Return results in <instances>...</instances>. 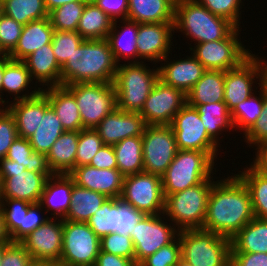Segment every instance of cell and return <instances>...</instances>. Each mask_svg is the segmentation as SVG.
<instances>
[{
	"instance_id": "obj_25",
	"label": "cell",
	"mask_w": 267,
	"mask_h": 266,
	"mask_svg": "<svg viewBox=\"0 0 267 266\" xmlns=\"http://www.w3.org/2000/svg\"><path fill=\"white\" fill-rule=\"evenodd\" d=\"M28 138L35 152L48 154L53 143L65 131L56 112L50 106L48 98L40 92V123Z\"/></svg>"
},
{
	"instance_id": "obj_4",
	"label": "cell",
	"mask_w": 267,
	"mask_h": 266,
	"mask_svg": "<svg viewBox=\"0 0 267 266\" xmlns=\"http://www.w3.org/2000/svg\"><path fill=\"white\" fill-rule=\"evenodd\" d=\"M150 69L145 62L119 64L113 81L117 108L140 113L145 100L159 80L158 67Z\"/></svg>"
},
{
	"instance_id": "obj_17",
	"label": "cell",
	"mask_w": 267,
	"mask_h": 266,
	"mask_svg": "<svg viewBox=\"0 0 267 266\" xmlns=\"http://www.w3.org/2000/svg\"><path fill=\"white\" fill-rule=\"evenodd\" d=\"M185 104V93L158 80L140 114L147 125H170Z\"/></svg>"
},
{
	"instance_id": "obj_15",
	"label": "cell",
	"mask_w": 267,
	"mask_h": 266,
	"mask_svg": "<svg viewBox=\"0 0 267 266\" xmlns=\"http://www.w3.org/2000/svg\"><path fill=\"white\" fill-rule=\"evenodd\" d=\"M178 150H196L208 153L214 160L219 146L207 133L195 107L185 104L170 124ZM218 152V153H217Z\"/></svg>"
},
{
	"instance_id": "obj_52",
	"label": "cell",
	"mask_w": 267,
	"mask_h": 266,
	"mask_svg": "<svg viewBox=\"0 0 267 266\" xmlns=\"http://www.w3.org/2000/svg\"><path fill=\"white\" fill-rule=\"evenodd\" d=\"M23 25L13 18L0 16V50L9 55L17 46Z\"/></svg>"
},
{
	"instance_id": "obj_64",
	"label": "cell",
	"mask_w": 267,
	"mask_h": 266,
	"mask_svg": "<svg viewBox=\"0 0 267 266\" xmlns=\"http://www.w3.org/2000/svg\"><path fill=\"white\" fill-rule=\"evenodd\" d=\"M10 242V237L6 232L4 225V215L2 213V209L0 208V243H8Z\"/></svg>"
},
{
	"instance_id": "obj_65",
	"label": "cell",
	"mask_w": 267,
	"mask_h": 266,
	"mask_svg": "<svg viewBox=\"0 0 267 266\" xmlns=\"http://www.w3.org/2000/svg\"><path fill=\"white\" fill-rule=\"evenodd\" d=\"M48 263L44 260L30 259L26 266H46Z\"/></svg>"
},
{
	"instance_id": "obj_41",
	"label": "cell",
	"mask_w": 267,
	"mask_h": 266,
	"mask_svg": "<svg viewBox=\"0 0 267 266\" xmlns=\"http://www.w3.org/2000/svg\"><path fill=\"white\" fill-rule=\"evenodd\" d=\"M3 14L23 26L49 16L44 0H2Z\"/></svg>"
},
{
	"instance_id": "obj_26",
	"label": "cell",
	"mask_w": 267,
	"mask_h": 266,
	"mask_svg": "<svg viewBox=\"0 0 267 266\" xmlns=\"http://www.w3.org/2000/svg\"><path fill=\"white\" fill-rule=\"evenodd\" d=\"M41 92L48 98L65 131L84 129L75 97L66 86L47 87Z\"/></svg>"
},
{
	"instance_id": "obj_50",
	"label": "cell",
	"mask_w": 267,
	"mask_h": 266,
	"mask_svg": "<svg viewBox=\"0 0 267 266\" xmlns=\"http://www.w3.org/2000/svg\"><path fill=\"white\" fill-rule=\"evenodd\" d=\"M100 251L135 259L132 238L129 235L111 233L100 238Z\"/></svg>"
},
{
	"instance_id": "obj_12",
	"label": "cell",
	"mask_w": 267,
	"mask_h": 266,
	"mask_svg": "<svg viewBox=\"0 0 267 266\" xmlns=\"http://www.w3.org/2000/svg\"><path fill=\"white\" fill-rule=\"evenodd\" d=\"M121 199L145 215L164 213L162 177L141 172L124 176Z\"/></svg>"
},
{
	"instance_id": "obj_34",
	"label": "cell",
	"mask_w": 267,
	"mask_h": 266,
	"mask_svg": "<svg viewBox=\"0 0 267 266\" xmlns=\"http://www.w3.org/2000/svg\"><path fill=\"white\" fill-rule=\"evenodd\" d=\"M107 199L104 194L80 187L73 181L70 208L63 220L87 223Z\"/></svg>"
},
{
	"instance_id": "obj_69",
	"label": "cell",
	"mask_w": 267,
	"mask_h": 266,
	"mask_svg": "<svg viewBox=\"0 0 267 266\" xmlns=\"http://www.w3.org/2000/svg\"><path fill=\"white\" fill-rule=\"evenodd\" d=\"M46 266H66L60 262H49Z\"/></svg>"
},
{
	"instance_id": "obj_24",
	"label": "cell",
	"mask_w": 267,
	"mask_h": 266,
	"mask_svg": "<svg viewBox=\"0 0 267 266\" xmlns=\"http://www.w3.org/2000/svg\"><path fill=\"white\" fill-rule=\"evenodd\" d=\"M23 62L30 72L31 79L42 85L41 89L61 85V66L53 53L52 44L43 45L42 48L26 57Z\"/></svg>"
},
{
	"instance_id": "obj_3",
	"label": "cell",
	"mask_w": 267,
	"mask_h": 266,
	"mask_svg": "<svg viewBox=\"0 0 267 266\" xmlns=\"http://www.w3.org/2000/svg\"><path fill=\"white\" fill-rule=\"evenodd\" d=\"M236 27L227 19L212 14L196 0L175 5L174 31L193 39L194 45L225 39ZM188 36V37H187Z\"/></svg>"
},
{
	"instance_id": "obj_5",
	"label": "cell",
	"mask_w": 267,
	"mask_h": 266,
	"mask_svg": "<svg viewBox=\"0 0 267 266\" xmlns=\"http://www.w3.org/2000/svg\"><path fill=\"white\" fill-rule=\"evenodd\" d=\"M213 178L166 196L163 214L167 221L172 222L179 231L202 228L209 195L215 182Z\"/></svg>"
},
{
	"instance_id": "obj_62",
	"label": "cell",
	"mask_w": 267,
	"mask_h": 266,
	"mask_svg": "<svg viewBox=\"0 0 267 266\" xmlns=\"http://www.w3.org/2000/svg\"><path fill=\"white\" fill-rule=\"evenodd\" d=\"M10 60L11 58L6 54L0 55V107H5L9 103L8 100L5 101L6 99H3L2 97V80L4 75V67Z\"/></svg>"
},
{
	"instance_id": "obj_58",
	"label": "cell",
	"mask_w": 267,
	"mask_h": 266,
	"mask_svg": "<svg viewBox=\"0 0 267 266\" xmlns=\"http://www.w3.org/2000/svg\"><path fill=\"white\" fill-rule=\"evenodd\" d=\"M89 165L98 169H117L113 146L103 145L93 156Z\"/></svg>"
},
{
	"instance_id": "obj_6",
	"label": "cell",
	"mask_w": 267,
	"mask_h": 266,
	"mask_svg": "<svg viewBox=\"0 0 267 266\" xmlns=\"http://www.w3.org/2000/svg\"><path fill=\"white\" fill-rule=\"evenodd\" d=\"M181 258L193 266H230L231 239L203 228L178 233Z\"/></svg>"
},
{
	"instance_id": "obj_36",
	"label": "cell",
	"mask_w": 267,
	"mask_h": 266,
	"mask_svg": "<svg viewBox=\"0 0 267 266\" xmlns=\"http://www.w3.org/2000/svg\"><path fill=\"white\" fill-rule=\"evenodd\" d=\"M6 108L15 118L18 136L28 139L40 123V93L29 99L9 101Z\"/></svg>"
},
{
	"instance_id": "obj_59",
	"label": "cell",
	"mask_w": 267,
	"mask_h": 266,
	"mask_svg": "<svg viewBox=\"0 0 267 266\" xmlns=\"http://www.w3.org/2000/svg\"><path fill=\"white\" fill-rule=\"evenodd\" d=\"M230 266H267V253H230Z\"/></svg>"
},
{
	"instance_id": "obj_61",
	"label": "cell",
	"mask_w": 267,
	"mask_h": 266,
	"mask_svg": "<svg viewBox=\"0 0 267 266\" xmlns=\"http://www.w3.org/2000/svg\"><path fill=\"white\" fill-rule=\"evenodd\" d=\"M255 158L251 165L260 172L267 173V140L256 145Z\"/></svg>"
},
{
	"instance_id": "obj_21",
	"label": "cell",
	"mask_w": 267,
	"mask_h": 266,
	"mask_svg": "<svg viewBox=\"0 0 267 266\" xmlns=\"http://www.w3.org/2000/svg\"><path fill=\"white\" fill-rule=\"evenodd\" d=\"M68 175L80 187L104 194L107 198L121 197L124 175L118 169H98L83 165L75 167Z\"/></svg>"
},
{
	"instance_id": "obj_18",
	"label": "cell",
	"mask_w": 267,
	"mask_h": 266,
	"mask_svg": "<svg viewBox=\"0 0 267 266\" xmlns=\"http://www.w3.org/2000/svg\"><path fill=\"white\" fill-rule=\"evenodd\" d=\"M62 240L63 219L49 217L21 243L30 254L31 259L59 262L62 253Z\"/></svg>"
},
{
	"instance_id": "obj_2",
	"label": "cell",
	"mask_w": 267,
	"mask_h": 266,
	"mask_svg": "<svg viewBox=\"0 0 267 266\" xmlns=\"http://www.w3.org/2000/svg\"><path fill=\"white\" fill-rule=\"evenodd\" d=\"M117 66L107 39H85L61 66V85L113 83Z\"/></svg>"
},
{
	"instance_id": "obj_32",
	"label": "cell",
	"mask_w": 267,
	"mask_h": 266,
	"mask_svg": "<svg viewBox=\"0 0 267 266\" xmlns=\"http://www.w3.org/2000/svg\"><path fill=\"white\" fill-rule=\"evenodd\" d=\"M224 101V71L206 70L202 78L186 94L189 105H204Z\"/></svg>"
},
{
	"instance_id": "obj_33",
	"label": "cell",
	"mask_w": 267,
	"mask_h": 266,
	"mask_svg": "<svg viewBox=\"0 0 267 266\" xmlns=\"http://www.w3.org/2000/svg\"><path fill=\"white\" fill-rule=\"evenodd\" d=\"M267 253V219L253 218L231 239V253Z\"/></svg>"
},
{
	"instance_id": "obj_10",
	"label": "cell",
	"mask_w": 267,
	"mask_h": 266,
	"mask_svg": "<svg viewBox=\"0 0 267 266\" xmlns=\"http://www.w3.org/2000/svg\"><path fill=\"white\" fill-rule=\"evenodd\" d=\"M0 175L3 179L2 199H17L33 204L40 202L45 182L53 173L28 171L17 161L3 158L0 160Z\"/></svg>"
},
{
	"instance_id": "obj_28",
	"label": "cell",
	"mask_w": 267,
	"mask_h": 266,
	"mask_svg": "<svg viewBox=\"0 0 267 266\" xmlns=\"http://www.w3.org/2000/svg\"><path fill=\"white\" fill-rule=\"evenodd\" d=\"M118 21H114L110 30L107 41L109 42L116 63L119 65L122 58L127 60V63H138L137 51V34L138 23L131 20H121L122 26H117ZM121 28L120 30L117 29ZM130 59V61H129ZM133 59V60H131Z\"/></svg>"
},
{
	"instance_id": "obj_56",
	"label": "cell",
	"mask_w": 267,
	"mask_h": 266,
	"mask_svg": "<svg viewBox=\"0 0 267 266\" xmlns=\"http://www.w3.org/2000/svg\"><path fill=\"white\" fill-rule=\"evenodd\" d=\"M31 259L30 254L21 242L6 243L1 266H26Z\"/></svg>"
},
{
	"instance_id": "obj_68",
	"label": "cell",
	"mask_w": 267,
	"mask_h": 266,
	"mask_svg": "<svg viewBox=\"0 0 267 266\" xmlns=\"http://www.w3.org/2000/svg\"><path fill=\"white\" fill-rule=\"evenodd\" d=\"M2 187H3V179L0 175V204L2 203Z\"/></svg>"
},
{
	"instance_id": "obj_60",
	"label": "cell",
	"mask_w": 267,
	"mask_h": 266,
	"mask_svg": "<svg viewBox=\"0 0 267 266\" xmlns=\"http://www.w3.org/2000/svg\"><path fill=\"white\" fill-rule=\"evenodd\" d=\"M95 266H138L135 259L100 251Z\"/></svg>"
},
{
	"instance_id": "obj_48",
	"label": "cell",
	"mask_w": 267,
	"mask_h": 266,
	"mask_svg": "<svg viewBox=\"0 0 267 266\" xmlns=\"http://www.w3.org/2000/svg\"><path fill=\"white\" fill-rule=\"evenodd\" d=\"M29 204L30 203L23 200L2 199L0 208L4 215V225L9 237L20 226H23V219L27 215Z\"/></svg>"
},
{
	"instance_id": "obj_67",
	"label": "cell",
	"mask_w": 267,
	"mask_h": 266,
	"mask_svg": "<svg viewBox=\"0 0 267 266\" xmlns=\"http://www.w3.org/2000/svg\"><path fill=\"white\" fill-rule=\"evenodd\" d=\"M178 266H193L189 262L183 260L182 258L180 259Z\"/></svg>"
},
{
	"instance_id": "obj_11",
	"label": "cell",
	"mask_w": 267,
	"mask_h": 266,
	"mask_svg": "<svg viewBox=\"0 0 267 266\" xmlns=\"http://www.w3.org/2000/svg\"><path fill=\"white\" fill-rule=\"evenodd\" d=\"M100 238L87 223L63 220L60 263L66 266H95Z\"/></svg>"
},
{
	"instance_id": "obj_51",
	"label": "cell",
	"mask_w": 267,
	"mask_h": 266,
	"mask_svg": "<svg viewBox=\"0 0 267 266\" xmlns=\"http://www.w3.org/2000/svg\"><path fill=\"white\" fill-rule=\"evenodd\" d=\"M181 259V244L177 236L170 244L145 258L138 266H174Z\"/></svg>"
},
{
	"instance_id": "obj_7",
	"label": "cell",
	"mask_w": 267,
	"mask_h": 266,
	"mask_svg": "<svg viewBox=\"0 0 267 266\" xmlns=\"http://www.w3.org/2000/svg\"><path fill=\"white\" fill-rule=\"evenodd\" d=\"M214 159L206 152L178 150L172 163L162 176L164 196L183 191L188 187L212 178L216 170Z\"/></svg>"
},
{
	"instance_id": "obj_71",
	"label": "cell",
	"mask_w": 267,
	"mask_h": 266,
	"mask_svg": "<svg viewBox=\"0 0 267 266\" xmlns=\"http://www.w3.org/2000/svg\"><path fill=\"white\" fill-rule=\"evenodd\" d=\"M171 2H173L175 5L178 4V3H181L185 0H170Z\"/></svg>"
},
{
	"instance_id": "obj_40",
	"label": "cell",
	"mask_w": 267,
	"mask_h": 266,
	"mask_svg": "<svg viewBox=\"0 0 267 266\" xmlns=\"http://www.w3.org/2000/svg\"><path fill=\"white\" fill-rule=\"evenodd\" d=\"M5 158L17 161L26 167V170L38 173H52L50 170L46 154L35 152L28 139L19 137L14 140L9 147Z\"/></svg>"
},
{
	"instance_id": "obj_57",
	"label": "cell",
	"mask_w": 267,
	"mask_h": 266,
	"mask_svg": "<svg viewBox=\"0 0 267 266\" xmlns=\"http://www.w3.org/2000/svg\"><path fill=\"white\" fill-rule=\"evenodd\" d=\"M102 9L113 21L125 20L128 15V0H91Z\"/></svg>"
},
{
	"instance_id": "obj_19",
	"label": "cell",
	"mask_w": 267,
	"mask_h": 266,
	"mask_svg": "<svg viewBox=\"0 0 267 266\" xmlns=\"http://www.w3.org/2000/svg\"><path fill=\"white\" fill-rule=\"evenodd\" d=\"M174 22L163 23H138L137 51L138 63L152 62L159 63L169 56L172 49ZM142 60V61H141ZM147 60V61H146Z\"/></svg>"
},
{
	"instance_id": "obj_39",
	"label": "cell",
	"mask_w": 267,
	"mask_h": 266,
	"mask_svg": "<svg viewBox=\"0 0 267 266\" xmlns=\"http://www.w3.org/2000/svg\"><path fill=\"white\" fill-rule=\"evenodd\" d=\"M113 148L117 169L124 176L144 172L142 136L125 138Z\"/></svg>"
},
{
	"instance_id": "obj_37",
	"label": "cell",
	"mask_w": 267,
	"mask_h": 266,
	"mask_svg": "<svg viewBox=\"0 0 267 266\" xmlns=\"http://www.w3.org/2000/svg\"><path fill=\"white\" fill-rule=\"evenodd\" d=\"M236 175L249 191L254 218L267 219V173L258 171L250 164Z\"/></svg>"
},
{
	"instance_id": "obj_72",
	"label": "cell",
	"mask_w": 267,
	"mask_h": 266,
	"mask_svg": "<svg viewBox=\"0 0 267 266\" xmlns=\"http://www.w3.org/2000/svg\"><path fill=\"white\" fill-rule=\"evenodd\" d=\"M3 14L2 0H0V16Z\"/></svg>"
},
{
	"instance_id": "obj_22",
	"label": "cell",
	"mask_w": 267,
	"mask_h": 266,
	"mask_svg": "<svg viewBox=\"0 0 267 266\" xmlns=\"http://www.w3.org/2000/svg\"><path fill=\"white\" fill-rule=\"evenodd\" d=\"M168 57L170 56L162 59L160 67H158L159 80L187 94L202 78L206 69L192 53L187 58L183 57L176 61H171ZM167 59L170 60V62ZM162 61H164V63H162Z\"/></svg>"
},
{
	"instance_id": "obj_55",
	"label": "cell",
	"mask_w": 267,
	"mask_h": 266,
	"mask_svg": "<svg viewBox=\"0 0 267 266\" xmlns=\"http://www.w3.org/2000/svg\"><path fill=\"white\" fill-rule=\"evenodd\" d=\"M244 141L250 146H256L267 140V83L263 84V111L253 126L244 134Z\"/></svg>"
},
{
	"instance_id": "obj_45",
	"label": "cell",
	"mask_w": 267,
	"mask_h": 266,
	"mask_svg": "<svg viewBox=\"0 0 267 266\" xmlns=\"http://www.w3.org/2000/svg\"><path fill=\"white\" fill-rule=\"evenodd\" d=\"M103 145L104 143L95 129L80 130L75 157V167L89 165L93 156Z\"/></svg>"
},
{
	"instance_id": "obj_44",
	"label": "cell",
	"mask_w": 267,
	"mask_h": 266,
	"mask_svg": "<svg viewBox=\"0 0 267 266\" xmlns=\"http://www.w3.org/2000/svg\"><path fill=\"white\" fill-rule=\"evenodd\" d=\"M84 40L77 31L54 30L51 44L58 64L62 66Z\"/></svg>"
},
{
	"instance_id": "obj_66",
	"label": "cell",
	"mask_w": 267,
	"mask_h": 266,
	"mask_svg": "<svg viewBox=\"0 0 267 266\" xmlns=\"http://www.w3.org/2000/svg\"><path fill=\"white\" fill-rule=\"evenodd\" d=\"M6 248V243H0V266L3 259L4 249Z\"/></svg>"
},
{
	"instance_id": "obj_31",
	"label": "cell",
	"mask_w": 267,
	"mask_h": 266,
	"mask_svg": "<svg viewBox=\"0 0 267 266\" xmlns=\"http://www.w3.org/2000/svg\"><path fill=\"white\" fill-rule=\"evenodd\" d=\"M32 82V83H31ZM33 80L30 72L23 61L10 60L4 67V75L2 80V94L5 92L14 95L12 101L29 99L37 96L41 91V87H34L29 93L28 87H32ZM26 90H28L26 93ZM25 91V94H23ZM23 92V93H22ZM22 94V95H21Z\"/></svg>"
},
{
	"instance_id": "obj_49",
	"label": "cell",
	"mask_w": 267,
	"mask_h": 266,
	"mask_svg": "<svg viewBox=\"0 0 267 266\" xmlns=\"http://www.w3.org/2000/svg\"><path fill=\"white\" fill-rule=\"evenodd\" d=\"M212 14L230 21L236 28L240 26L241 0H196ZM240 17V18H239Z\"/></svg>"
},
{
	"instance_id": "obj_16",
	"label": "cell",
	"mask_w": 267,
	"mask_h": 266,
	"mask_svg": "<svg viewBox=\"0 0 267 266\" xmlns=\"http://www.w3.org/2000/svg\"><path fill=\"white\" fill-rule=\"evenodd\" d=\"M178 233L179 230L172 222H166L164 214L144 215L130 235L135 250V263L139 265L161 247L170 244Z\"/></svg>"
},
{
	"instance_id": "obj_53",
	"label": "cell",
	"mask_w": 267,
	"mask_h": 266,
	"mask_svg": "<svg viewBox=\"0 0 267 266\" xmlns=\"http://www.w3.org/2000/svg\"><path fill=\"white\" fill-rule=\"evenodd\" d=\"M44 209L40 203L29 204L27 215L23 219V226H20L11 236L10 241L21 242L32 231L41 226L49 219L48 216H41ZM39 213V214H38ZM45 217V218H44Z\"/></svg>"
},
{
	"instance_id": "obj_38",
	"label": "cell",
	"mask_w": 267,
	"mask_h": 266,
	"mask_svg": "<svg viewBox=\"0 0 267 266\" xmlns=\"http://www.w3.org/2000/svg\"><path fill=\"white\" fill-rule=\"evenodd\" d=\"M113 20L89 0L79 20L77 32L84 39H107Z\"/></svg>"
},
{
	"instance_id": "obj_9",
	"label": "cell",
	"mask_w": 267,
	"mask_h": 266,
	"mask_svg": "<svg viewBox=\"0 0 267 266\" xmlns=\"http://www.w3.org/2000/svg\"><path fill=\"white\" fill-rule=\"evenodd\" d=\"M239 29L235 28L223 40L198 43L193 47L190 45V52L206 70L227 71L238 67L252 54L240 41Z\"/></svg>"
},
{
	"instance_id": "obj_43",
	"label": "cell",
	"mask_w": 267,
	"mask_h": 266,
	"mask_svg": "<svg viewBox=\"0 0 267 266\" xmlns=\"http://www.w3.org/2000/svg\"><path fill=\"white\" fill-rule=\"evenodd\" d=\"M87 2H69L49 12L54 30L77 31L79 20Z\"/></svg>"
},
{
	"instance_id": "obj_47",
	"label": "cell",
	"mask_w": 267,
	"mask_h": 266,
	"mask_svg": "<svg viewBox=\"0 0 267 266\" xmlns=\"http://www.w3.org/2000/svg\"><path fill=\"white\" fill-rule=\"evenodd\" d=\"M145 214L136 210L132 205L123 199L116 198L115 201V233L131 235L136 224Z\"/></svg>"
},
{
	"instance_id": "obj_35",
	"label": "cell",
	"mask_w": 267,
	"mask_h": 266,
	"mask_svg": "<svg viewBox=\"0 0 267 266\" xmlns=\"http://www.w3.org/2000/svg\"><path fill=\"white\" fill-rule=\"evenodd\" d=\"M190 106L195 107L208 135L220 146V134L234 128L227 104L223 101Z\"/></svg>"
},
{
	"instance_id": "obj_27",
	"label": "cell",
	"mask_w": 267,
	"mask_h": 266,
	"mask_svg": "<svg viewBox=\"0 0 267 266\" xmlns=\"http://www.w3.org/2000/svg\"><path fill=\"white\" fill-rule=\"evenodd\" d=\"M53 33L49 17L27 23L22 28L17 46L8 56L12 60L23 61L43 45L50 44Z\"/></svg>"
},
{
	"instance_id": "obj_20",
	"label": "cell",
	"mask_w": 267,
	"mask_h": 266,
	"mask_svg": "<svg viewBox=\"0 0 267 266\" xmlns=\"http://www.w3.org/2000/svg\"><path fill=\"white\" fill-rule=\"evenodd\" d=\"M146 127L140 113L124 112L116 108L101 120L95 130L104 145L113 146L125 138L142 136Z\"/></svg>"
},
{
	"instance_id": "obj_54",
	"label": "cell",
	"mask_w": 267,
	"mask_h": 266,
	"mask_svg": "<svg viewBox=\"0 0 267 266\" xmlns=\"http://www.w3.org/2000/svg\"><path fill=\"white\" fill-rule=\"evenodd\" d=\"M17 136L14 116L6 107H0V160L5 158Z\"/></svg>"
},
{
	"instance_id": "obj_13",
	"label": "cell",
	"mask_w": 267,
	"mask_h": 266,
	"mask_svg": "<svg viewBox=\"0 0 267 266\" xmlns=\"http://www.w3.org/2000/svg\"><path fill=\"white\" fill-rule=\"evenodd\" d=\"M144 172L162 177L178 152L170 125H147L142 135Z\"/></svg>"
},
{
	"instance_id": "obj_42",
	"label": "cell",
	"mask_w": 267,
	"mask_h": 266,
	"mask_svg": "<svg viewBox=\"0 0 267 266\" xmlns=\"http://www.w3.org/2000/svg\"><path fill=\"white\" fill-rule=\"evenodd\" d=\"M259 97L252 94L243 102L238 103L231 111L235 131L240 129L243 135L253 126L263 111V84L259 88Z\"/></svg>"
},
{
	"instance_id": "obj_14",
	"label": "cell",
	"mask_w": 267,
	"mask_h": 266,
	"mask_svg": "<svg viewBox=\"0 0 267 266\" xmlns=\"http://www.w3.org/2000/svg\"><path fill=\"white\" fill-rule=\"evenodd\" d=\"M257 56L252 53L238 67L224 71V102L230 111L257 92L254 83L260 87L265 82V59Z\"/></svg>"
},
{
	"instance_id": "obj_46",
	"label": "cell",
	"mask_w": 267,
	"mask_h": 266,
	"mask_svg": "<svg viewBox=\"0 0 267 266\" xmlns=\"http://www.w3.org/2000/svg\"><path fill=\"white\" fill-rule=\"evenodd\" d=\"M115 201L116 198H108L87 221L89 227L99 238L115 233Z\"/></svg>"
},
{
	"instance_id": "obj_8",
	"label": "cell",
	"mask_w": 267,
	"mask_h": 266,
	"mask_svg": "<svg viewBox=\"0 0 267 266\" xmlns=\"http://www.w3.org/2000/svg\"><path fill=\"white\" fill-rule=\"evenodd\" d=\"M73 93L84 129H95L101 120L117 108L113 83H76L66 85Z\"/></svg>"
},
{
	"instance_id": "obj_70",
	"label": "cell",
	"mask_w": 267,
	"mask_h": 266,
	"mask_svg": "<svg viewBox=\"0 0 267 266\" xmlns=\"http://www.w3.org/2000/svg\"><path fill=\"white\" fill-rule=\"evenodd\" d=\"M265 62V82L267 83V61H264Z\"/></svg>"
},
{
	"instance_id": "obj_29",
	"label": "cell",
	"mask_w": 267,
	"mask_h": 266,
	"mask_svg": "<svg viewBox=\"0 0 267 266\" xmlns=\"http://www.w3.org/2000/svg\"><path fill=\"white\" fill-rule=\"evenodd\" d=\"M174 13L170 0H128L127 20L139 24L174 22Z\"/></svg>"
},
{
	"instance_id": "obj_63",
	"label": "cell",
	"mask_w": 267,
	"mask_h": 266,
	"mask_svg": "<svg viewBox=\"0 0 267 266\" xmlns=\"http://www.w3.org/2000/svg\"><path fill=\"white\" fill-rule=\"evenodd\" d=\"M89 0H44L48 12L69 2H88Z\"/></svg>"
},
{
	"instance_id": "obj_23",
	"label": "cell",
	"mask_w": 267,
	"mask_h": 266,
	"mask_svg": "<svg viewBox=\"0 0 267 266\" xmlns=\"http://www.w3.org/2000/svg\"><path fill=\"white\" fill-rule=\"evenodd\" d=\"M72 188L73 179L69 175L53 174L48 177L39 202L45 210L42 213L45 215L51 211L50 218L64 219L70 208Z\"/></svg>"
},
{
	"instance_id": "obj_30",
	"label": "cell",
	"mask_w": 267,
	"mask_h": 266,
	"mask_svg": "<svg viewBox=\"0 0 267 266\" xmlns=\"http://www.w3.org/2000/svg\"><path fill=\"white\" fill-rule=\"evenodd\" d=\"M79 131H64L46 155L53 174L68 175L75 168Z\"/></svg>"
},
{
	"instance_id": "obj_1",
	"label": "cell",
	"mask_w": 267,
	"mask_h": 266,
	"mask_svg": "<svg viewBox=\"0 0 267 266\" xmlns=\"http://www.w3.org/2000/svg\"><path fill=\"white\" fill-rule=\"evenodd\" d=\"M253 218L249 191L236 174L213 183L203 229L232 239Z\"/></svg>"
}]
</instances>
